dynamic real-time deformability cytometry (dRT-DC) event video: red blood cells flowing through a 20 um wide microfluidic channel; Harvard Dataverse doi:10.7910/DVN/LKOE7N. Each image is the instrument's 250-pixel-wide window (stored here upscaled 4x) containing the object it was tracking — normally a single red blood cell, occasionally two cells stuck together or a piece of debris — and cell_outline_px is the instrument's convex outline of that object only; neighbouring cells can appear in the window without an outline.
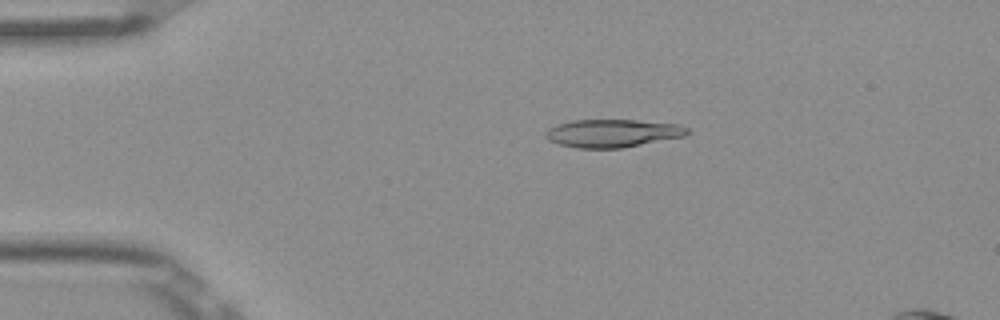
{"species": "Egyptian fruit bat (a non-hibernating species)", "species_latin": "Rousettus aegyptiacus", "temperature_condition": "room temperature", "stored_images_in_passage": 5, "camera_frame_rate_fps": 3000, "um_per_image_px": 0.085, "frame": {"image": 1, "passage_image": 3, "time_ms": 0.667, "image_size_px": [1000, 320], "cell_outline_px": [[688, 132], [684, 136], [624, 148], [576, 148], [560, 144], [548, 140], [544, 136], [544, 132], [548, 128], [572, 120], [636, 120], [680, 124], [688, 128]], "centroid_in_image_um": [52.06, 11.32], "position_along_channel_um": 32.9, "area_um2": 23.12}}